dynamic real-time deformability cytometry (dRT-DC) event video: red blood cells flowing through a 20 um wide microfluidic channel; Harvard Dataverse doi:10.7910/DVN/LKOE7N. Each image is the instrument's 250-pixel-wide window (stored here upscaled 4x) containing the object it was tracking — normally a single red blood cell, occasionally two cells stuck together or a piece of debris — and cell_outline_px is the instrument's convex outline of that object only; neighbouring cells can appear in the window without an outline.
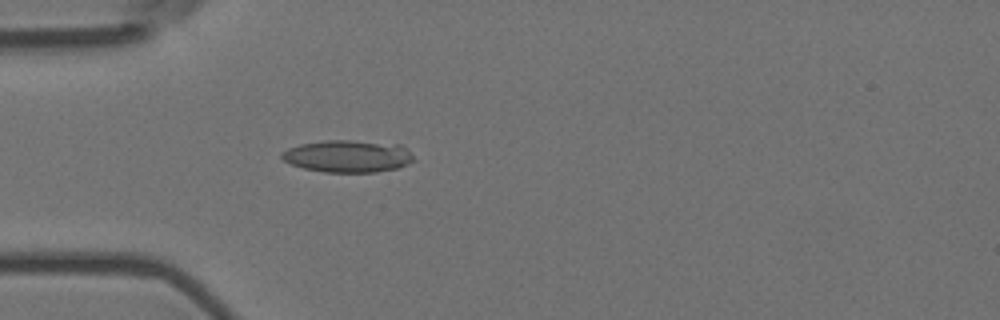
{"species": "Egyptian fruit bat (a non-hibernating species)", "species_latin": "Rousettus aegyptiacus", "temperature_condition": "room temperature", "stored_images_in_passage": 4, "camera_frame_rate_fps": 3000, "um_per_image_px": 0.085, "animal": {"sex": "female"}, "frame": {"image": 1, "passage_image": 4, "time_ms": 1.0, "image_size_px": [1000, 320], "cell_outline_px": [[416, 160], [396, 168], [376, 172], [324, 172], [304, 168], [292, 164], [284, 160], [280, 156], [280, 152], [288, 148], [300, 144], [324, 140], [348, 140], [400, 144]], "centroid_in_image_um": [29.53, 13.27], "position_along_channel_um": 55.5, "area_um2": 24.62}}